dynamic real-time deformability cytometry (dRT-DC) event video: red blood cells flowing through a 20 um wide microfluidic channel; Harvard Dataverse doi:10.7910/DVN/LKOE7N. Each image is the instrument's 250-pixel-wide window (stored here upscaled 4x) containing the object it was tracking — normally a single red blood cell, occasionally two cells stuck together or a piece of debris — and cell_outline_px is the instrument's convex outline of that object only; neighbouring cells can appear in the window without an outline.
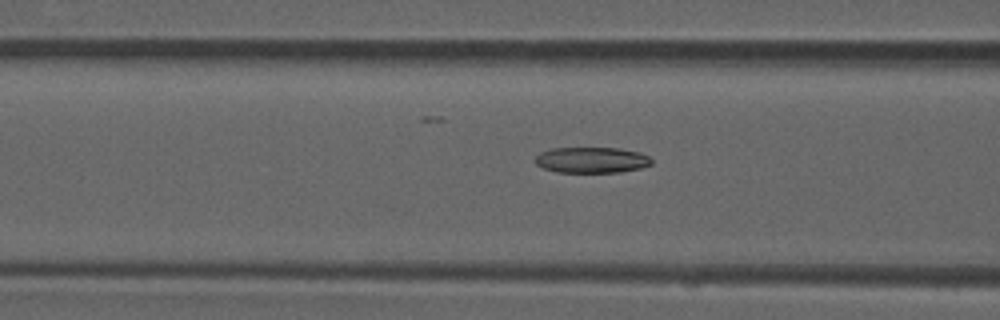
{"species": "common noctule bat (a hibernating species)", "species_latin": "Nyctalus noctula", "temperature_condition": "room temperature", "stored_images_in_passage": 34, "camera_frame_rate_fps": 3000, "um_per_image_px": 0.085, "animal": {"sex": "male", "forearm_length_mm": 52.5}, "frame": {"image": 1, "passage_image": 6, "time_ms": 1.667, "image_size_px": [1000, 320], "cell_outline_px": [[652, 164], [640, 168], [620, 172], [556, 172], [544, 168], [536, 164], [532, 160], [540, 152], [552, 148], [620, 148], [640, 152], [648, 156], [652, 160]], "centroid_in_image_um": [50.27, 13.59], "position_along_channel_um": 116.3, "area_um2": 17.63}}
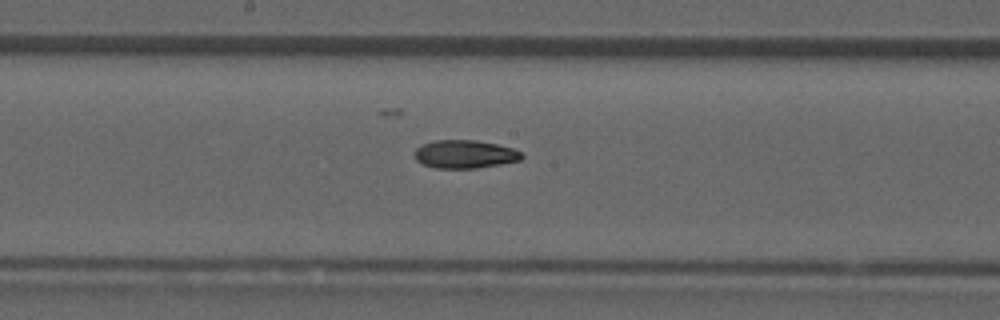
{"frame": {"image": 2, "passage_image": 13, "time_ms": 4.0, "image_size_px": [1000, 320], "cell_outline_px": [[524, 156], [520, 160], [500, 164], [476, 168], [436, 168], [424, 164], [416, 160], [416, 148], [420, 144], [436, 140], [476, 140], [496, 144], [512, 148], [520, 152]], "centroid_in_image_um": [39.5, 13.1], "position_along_channel_um": 208.7, "area_um2": 17.46}}
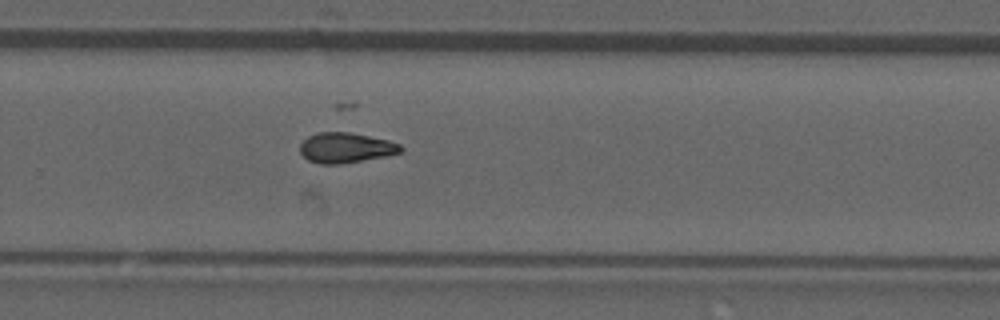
{"frame": {"image": 3, "passage_image": 20, "time_ms": 6.333, "image_size_px": [1000, 320], "cell_outline_px": [[404, 148], [400, 152], [384, 156], [340, 164], [320, 164], [308, 160], [300, 152], [300, 144], [308, 136], [320, 132], [348, 132], [388, 140], [400, 144]], "centroid_in_image_um": [29.37, 12.56], "position_along_channel_um": 300.4, "area_um2": 17.51}}